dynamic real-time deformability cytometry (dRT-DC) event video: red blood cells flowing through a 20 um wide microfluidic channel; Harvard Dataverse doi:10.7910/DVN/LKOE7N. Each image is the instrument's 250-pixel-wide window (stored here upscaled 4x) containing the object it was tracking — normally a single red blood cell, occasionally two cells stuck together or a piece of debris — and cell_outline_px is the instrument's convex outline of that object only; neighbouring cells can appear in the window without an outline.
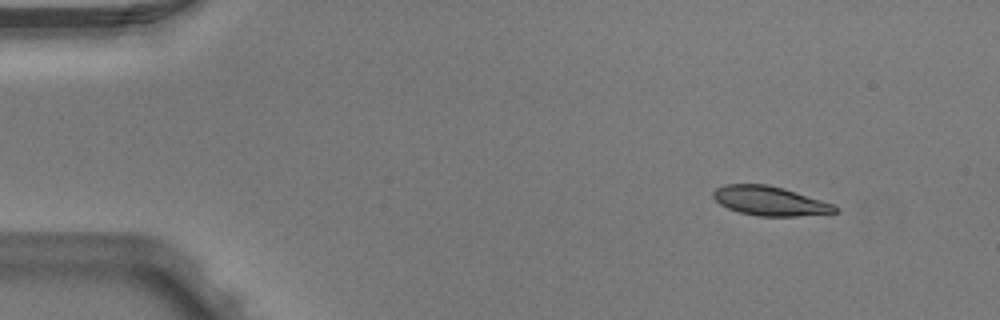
{"species": "Egyptian fruit bat (a non-hibernating species)", "species_latin": "Rousettus aegyptiacus", "temperature_condition": "warm", "stored_images_in_passage": 5, "camera_frame_rate_fps": 3000, "um_per_image_px": 0.085, "animal": {"sex": "male"}, "frame": {"image": 1, "passage_image": 1, "time_ms": 0.0, "image_size_px": [1000, 320], "cell_outline_px": [[840, 212], [796, 216], [756, 216], [740, 212], [728, 208], [720, 204], [712, 196], [712, 192], [716, 188], [724, 184], [768, 184], [784, 188], [836, 204], [840, 208]], "centroid_in_image_um": [65.48, 17.08], "position_along_channel_um": 19.5, "area_um2": 21.04}}
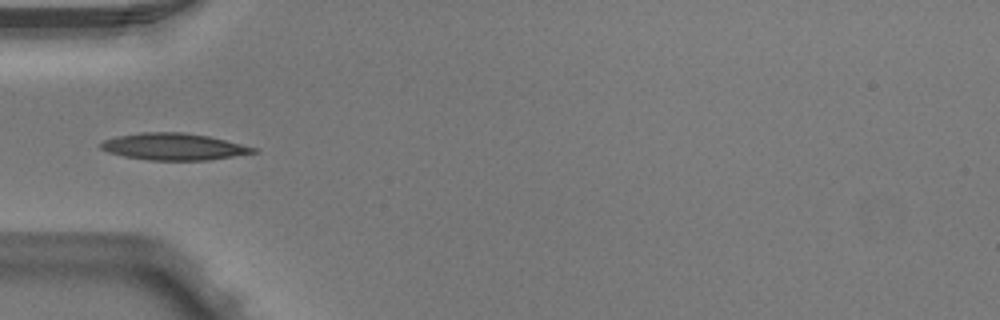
{"frame": {"image": 2, "passage_image": 4, "time_ms": 1.0, "image_size_px": [1000, 320], "cell_outline_px": [[260, 152], [208, 160], [148, 160], [124, 156], [108, 152], [100, 148], [100, 144], [104, 140], [116, 136], [140, 132], [184, 132], [208, 136], [256, 148]], "centroid_in_image_um": [14.75, 12.46], "position_along_channel_um": 70.3, "area_um2": 23.76}}
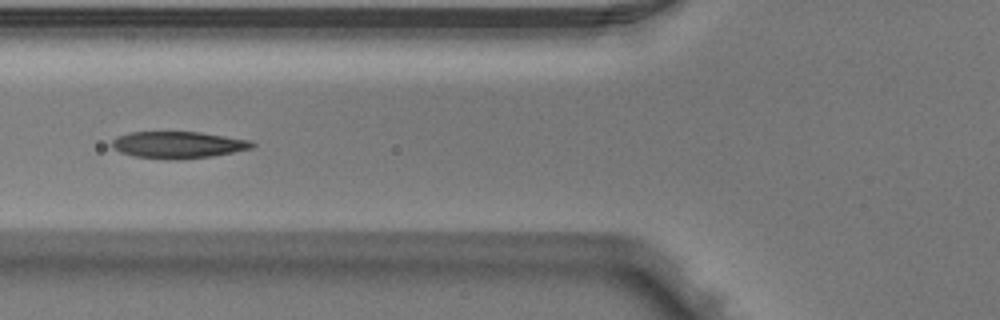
{"frame": {"image": 3, "passage_image": 5, "time_ms": 1.333, "image_size_px": [1000, 320], "cell_outline_px": [[256, 144], [252, 148], [212, 156], [132, 156], [120, 152], [112, 148], [112, 140], [116, 136], [132, 132], [200, 132], [252, 140]], "centroid_in_image_um": [15.15, 12.25], "position_along_channel_um": 110.6, "area_um2": 20.81}}